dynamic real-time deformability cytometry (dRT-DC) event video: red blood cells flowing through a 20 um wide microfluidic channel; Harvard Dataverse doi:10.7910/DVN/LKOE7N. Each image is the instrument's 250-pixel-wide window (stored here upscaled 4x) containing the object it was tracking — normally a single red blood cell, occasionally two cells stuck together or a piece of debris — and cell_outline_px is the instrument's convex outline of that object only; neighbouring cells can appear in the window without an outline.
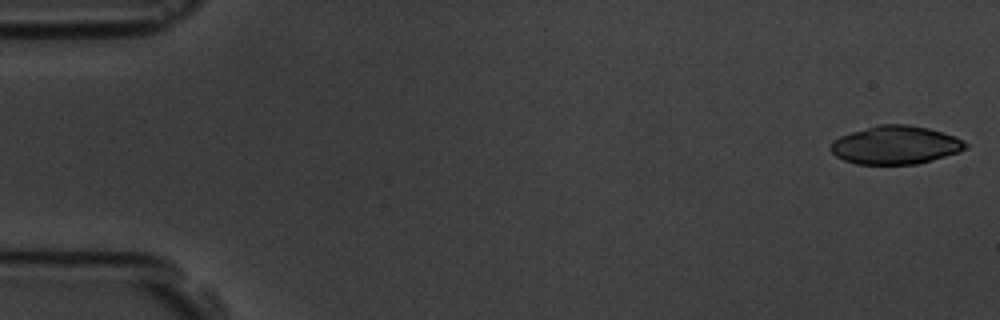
{"species": "common noctule bat (a hibernating species)", "species_latin": "Nyctalus noctula", "temperature_condition": "room temperature", "stored_images_in_passage": 11, "camera_frame_rate_fps": 3000, "um_per_image_px": 0.085, "animal": {"sex": "male", "body_mass_g": 19.5, "forearm_length_mm": 54.6}, "frame": {"image": 1, "passage_image": 1, "time_ms": 0.0, "image_size_px": [1000, 320], "cell_outline_px": [[968, 148], [960, 152], [916, 164], [856, 164], [844, 160], [836, 156], [828, 148], [832, 140], [840, 136], [852, 132], [880, 124], [908, 124], [928, 128], [944, 132], [968, 144]], "centroid_in_image_um": [76.1, 12.33], "position_along_channel_um": 8.9, "area_um2": 30.06}}